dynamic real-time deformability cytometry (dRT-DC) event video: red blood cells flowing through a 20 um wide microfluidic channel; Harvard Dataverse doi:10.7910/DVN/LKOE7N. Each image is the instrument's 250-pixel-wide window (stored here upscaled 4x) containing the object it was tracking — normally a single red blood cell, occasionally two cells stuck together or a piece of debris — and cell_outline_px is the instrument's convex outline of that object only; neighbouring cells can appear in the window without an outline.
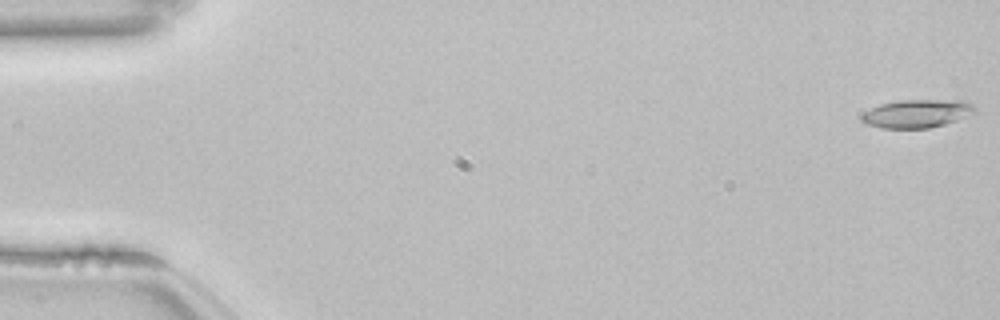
{"species": "common noctule bat (a hibernating species)", "species_latin": "Nyctalus noctula", "temperature_condition": "room temperature", "stored_images_in_passage": 54, "camera_frame_rate_fps": 3000, "um_per_image_px": 0.085, "animal": {"sex": "female", "body_mass_g": 22.7, "forearm_length_mm": 54.2}, "frame": {"image": 1, "passage_image": 1, "time_ms": 0.0, "image_size_px": [1000, 320], "cell_outline_px": [[976, 112], [956, 120], [944, 124], [928, 128], [880, 128], [864, 124], [860, 120], [860, 116], [864, 112], [880, 104], [900, 100], [964, 100], [972, 104], [976, 108]], "centroid_in_image_um": [77.91, 9.65], "position_along_channel_um": 7.1, "area_um2": 18.67}}
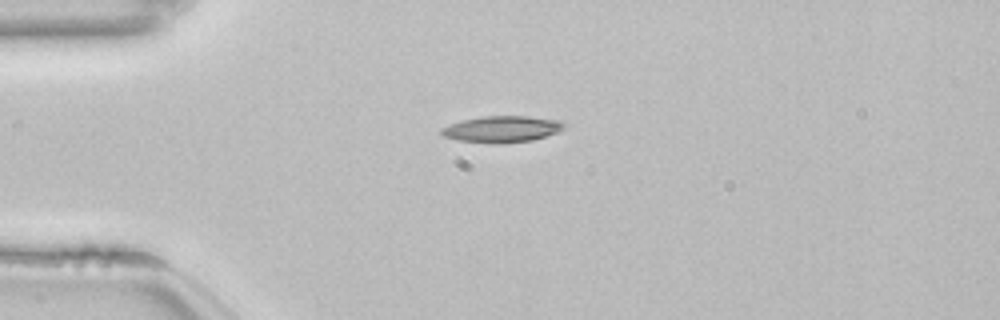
{"frame": {"image": 2, "passage_image": 14, "time_ms": 4.333, "image_size_px": [1000, 320], "cell_outline_px": [[568, 124], [560, 132], [532, 140], [500, 144], [492, 144], [456, 140], [444, 136], [440, 132], [440, 128], [448, 124], [480, 116], [528, 116], [560, 120]], "centroid_in_image_um": [42.68, 10.98], "position_along_channel_um": 42.3, "area_um2": 19.25}}
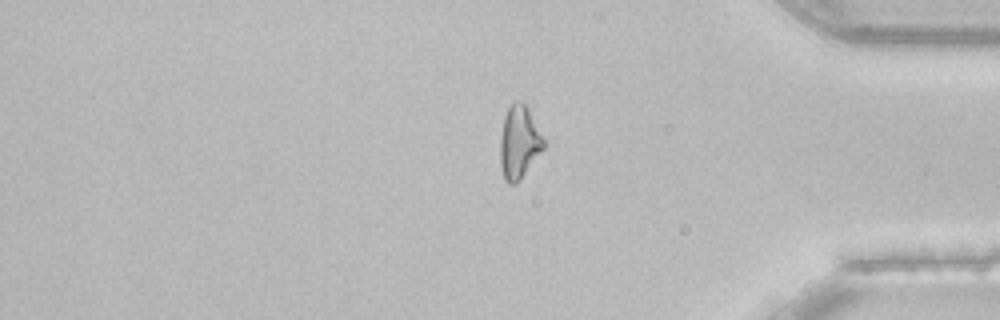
{"frame": {"image": 3, "passage_image": 45, "time_ms": 14.667, "image_size_px": [1000, 320], "cell_outline_px": [[544, 148], [520, 180], [516, 184], [508, 184], [504, 180], [500, 164], [500, 136], [504, 116], [508, 108], [516, 100], [520, 100], [524, 104], [544, 140]], "centroid_in_image_um": [44.09, 12.14], "position_along_channel_um": 391.1, "area_um2": 18.21}}